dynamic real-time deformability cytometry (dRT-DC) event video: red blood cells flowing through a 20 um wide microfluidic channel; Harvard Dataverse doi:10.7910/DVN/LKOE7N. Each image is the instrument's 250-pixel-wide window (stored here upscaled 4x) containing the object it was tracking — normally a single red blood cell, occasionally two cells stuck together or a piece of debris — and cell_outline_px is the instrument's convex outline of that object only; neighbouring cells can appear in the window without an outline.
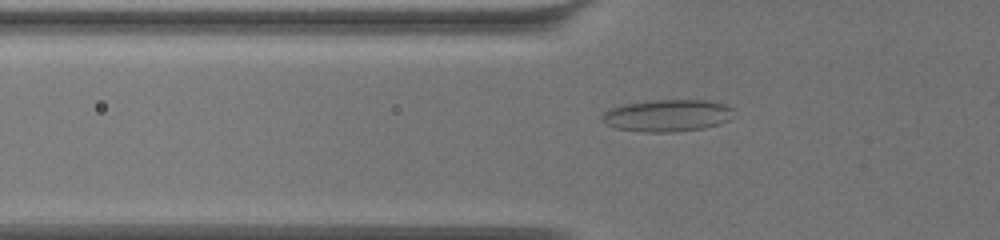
{"species": "common noctule bat (a hibernating species)", "species_latin": "Nyctalus noctula", "temperature_condition": "warm", "stored_images_in_passage": 44, "camera_frame_rate_fps": 3000, "um_per_image_px": 0.085, "animal": {"sex": "female", "body_mass_g": 19.5, "forearm_length_mm": 54.1}, "frame": {"image": 1, "passage_image": 5, "time_ms": 1.333, "image_size_px": [1000, 240], "cell_outline_px": [[736, 116], [720, 124], [704, 128], [672, 132], [644, 132], [616, 128], [600, 120], [600, 116], [604, 112], [612, 108], [624, 104], [656, 100], [708, 100], [724, 104], [732, 108]], "centroid_in_image_um": [56.76, 9.82], "position_along_channel_um": 69.0, "area_um2": 24.68}}
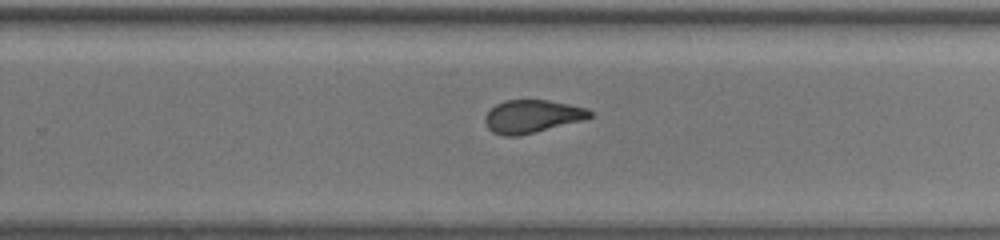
{"frame": {"image": 2, "passage_image": 24, "time_ms": 7.667, "image_size_px": [1000, 240], "cell_outline_px": [[592, 116], [580, 120], [520, 136], [504, 136], [492, 132], [488, 128], [484, 120], [484, 116], [496, 104], [504, 100], [548, 100], [588, 108], [592, 112]], "centroid_in_image_um": [45.18, 9.89], "position_along_channel_um": 284.6, "area_um2": 19.94}}
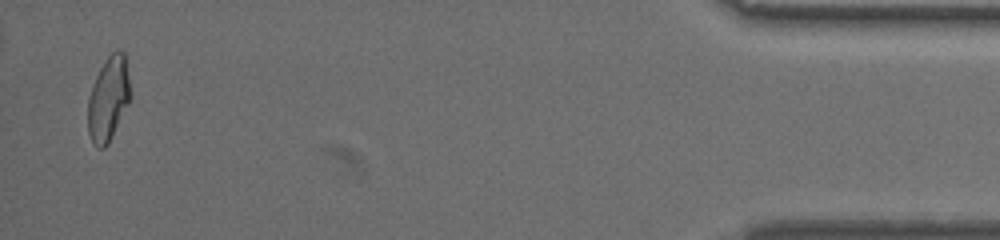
{"frame": {"image": 3, "passage_image": 43, "time_ms": 14.0, "image_size_px": [1000, 240], "cell_outline_px": [[132, 96], [108, 144], [104, 148], [96, 148], [88, 132], [88, 96], [96, 76], [100, 68], [108, 56], [116, 48], [124, 52]], "centroid_in_image_um": [9.22, 8.39], "position_along_channel_um": 426.0, "area_um2": 20.87}, "authors_computed_cell_mechanics": {"area_um2": 20.9236, "velocity_mm_per_s": 3.4301, "shape_relaxation_time_tau1_ms": 8.1595, "shape_relaxation_time_tau2_ms": 1.4191, "deformation_change_tau1": 0.2123, "deformation_change_tau2": 0.0744}}